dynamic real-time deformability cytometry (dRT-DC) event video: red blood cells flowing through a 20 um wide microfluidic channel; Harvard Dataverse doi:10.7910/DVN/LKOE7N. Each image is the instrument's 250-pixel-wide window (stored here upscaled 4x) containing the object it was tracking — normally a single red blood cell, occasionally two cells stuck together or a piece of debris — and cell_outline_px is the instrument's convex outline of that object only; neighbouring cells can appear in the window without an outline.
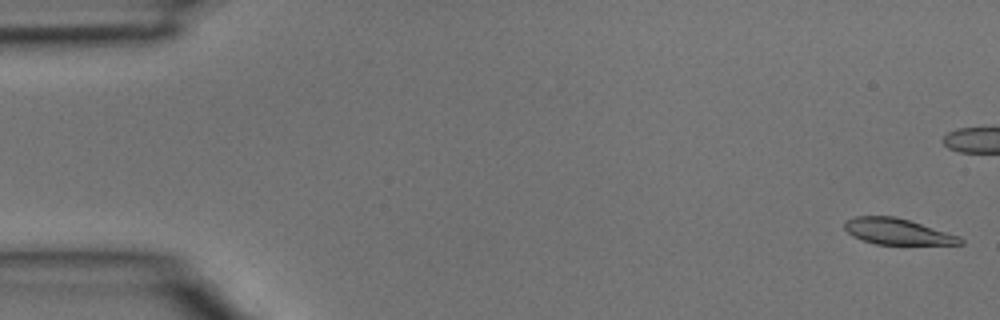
{"species": "common noctule bat (a hibernating species)", "species_latin": "Nyctalus noctula", "temperature_condition": "room temperature", "stored_images_in_passage": 4, "camera_frame_rate_fps": 3000, "um_per_image_px": 0.085, "animal": {"sex": "male", "body_mass_g": 15.6}, "frame": {"image": 1, "passage_image": 1, "time_ms": 0.0, "image_size_px": [1000, 320], "cell_outline_px": [[964, 244], [876, 244], [852, 236], [844, 228], [844, 224], [848, 220], [856, 216], [896, 216], [960, 236], [964, 240]], "centroid_in_image_um": [76.29, 19.68], "position_along_channel_um": 8.7, "area_um2": 17.34}}